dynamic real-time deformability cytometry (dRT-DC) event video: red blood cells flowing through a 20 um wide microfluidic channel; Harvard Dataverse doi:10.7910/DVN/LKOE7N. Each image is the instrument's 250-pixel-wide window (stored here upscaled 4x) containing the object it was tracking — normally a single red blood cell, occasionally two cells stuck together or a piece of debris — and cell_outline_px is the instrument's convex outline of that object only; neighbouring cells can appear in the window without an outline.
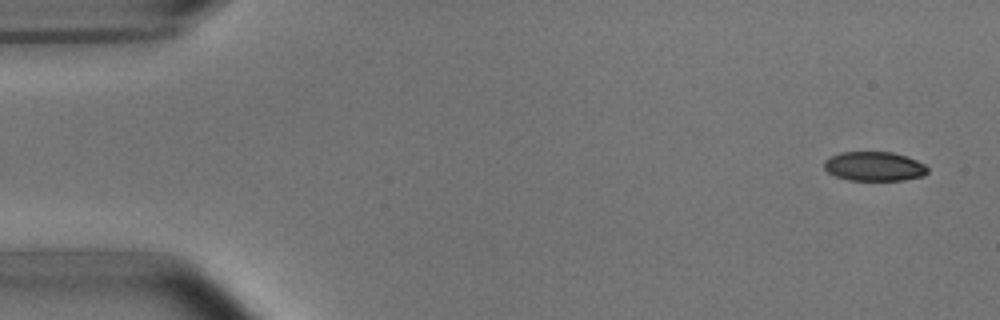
{"species": "common noctule bat (a hibernating species)", "species_latin": "Nyctalus noctula", "temperature_condition": "room temperature", "stored_images_in_passage": 4, "camera_frame_rate_fps": 3000, "um_per_image_px": 0.085, "animal": {"sex": "male", "body_mass_g": 15.6}, "frame": {"image": 1, "passage_image": 1, "time_ms": 0.0, "image_size_px": [1000, 320], "cell_outline_px": [[928, 172], [924, 176], [904, 180], [848, 180], [836, 176], [828, 172], [824, 168], [824, 160], [840, 152], [892, 152], [916, 160], [924, 164], [928, 168]], "centroid_in_image_um": [74.31, 14.14], "position_along_channel_um": 10.7, "area_um2": 17.63}}